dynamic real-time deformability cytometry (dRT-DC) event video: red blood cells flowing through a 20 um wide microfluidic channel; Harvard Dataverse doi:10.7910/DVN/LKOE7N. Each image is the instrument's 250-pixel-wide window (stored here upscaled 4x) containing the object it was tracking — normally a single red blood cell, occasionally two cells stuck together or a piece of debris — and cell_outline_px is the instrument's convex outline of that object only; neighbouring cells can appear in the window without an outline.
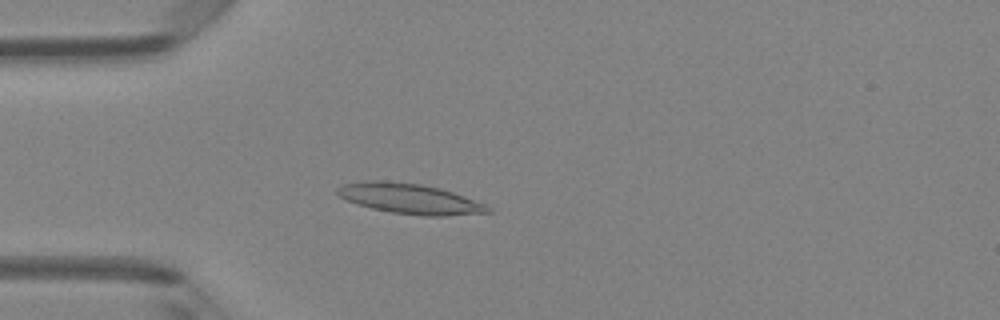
{"species": "Egyptian fruit bat (a non-hibernating species)", "species_latin": "Rousettus aegyptiacus", "temperature_condition": "room temperature", "stored_images_in_passage": 48, "camera_frame_rate_fps": 3000, "um_per_image_px": 0.085, "animal": {"sex": "female"}, "frame": {"image": 1, "passage_image": 13, "time_ms": 4.0, "image_size_px": [1000, 320], "cell_outline_px": [[492, 212], [444, 216], [424, 216], [392, 212], [372, 208], [356, 204], [340, 196], [336, 192], [336, 188], [340, 184], [364, 180], [384, 180], [420, 184], [440, 188], [464, 196], [484, 204], [492, 208]], "centroid_in_image_um": [34.8, 16.88], "position_along_channel_um": 50.2, "area_um2": 26.53}}
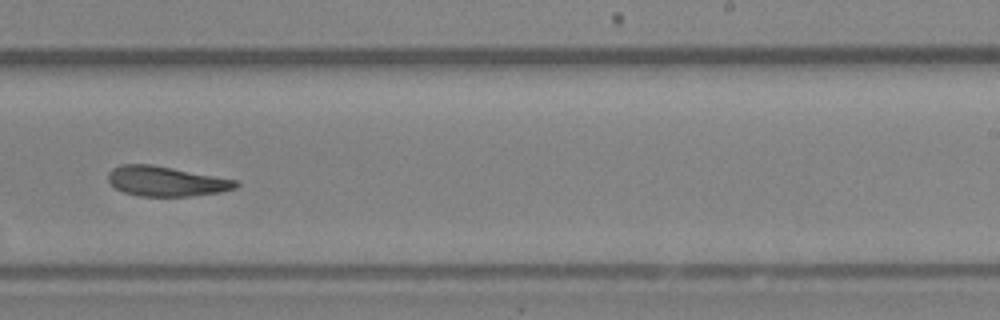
{"frame": {"image": 2, "passage_image": 30, "time_ms": 9.667, "image_size_px": [1000, 320], "cell_outline_px": [[240, 184], [236, 188], [220, 192], [192, 196], [140, 196], [124, 192], [116, 188], [108, 180], [108, 172], [112, 168], [120, 164], [152, 164], [236, 180]], "centroid_in_image_um": [14.1, 15.4], "position_along_channel_um": 274.9, "area_um2": 22.2}}
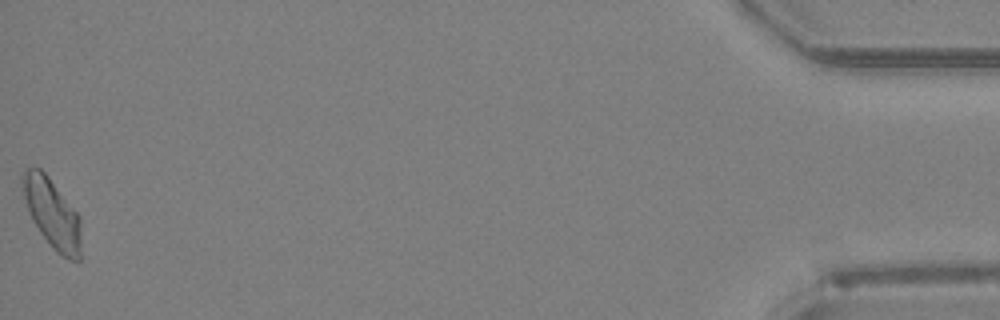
{"frame": {"image": 3, "passage_image": 48, "time_ms": 15.667, "image_size_px": [1000, 320], "cell_outline_px": [[80, 260], [68, 260], [60, 256], [52, 248], [40, 232], [32, 220], [24, 196], [20, 180], [20, 176], [28, 168], [40, 168], [48, 176], [80, 216]], "centroid_in_image_um": [4.43, 18.15], "position_along_channel_um": 430.8, "area_um2": 23.58}, "authors_computed_cell_mechanics": {"area_um2": 23.2067, "velocity_mm_per_s": 4.1898, "shape_relaxation_time_tau1_ms": 6.3053, "shape_relaxation_time_tau2_ms": 3.5644, "deformation_change_tau1": 0.1965, "deformation_change_tau2": 0.1298}}